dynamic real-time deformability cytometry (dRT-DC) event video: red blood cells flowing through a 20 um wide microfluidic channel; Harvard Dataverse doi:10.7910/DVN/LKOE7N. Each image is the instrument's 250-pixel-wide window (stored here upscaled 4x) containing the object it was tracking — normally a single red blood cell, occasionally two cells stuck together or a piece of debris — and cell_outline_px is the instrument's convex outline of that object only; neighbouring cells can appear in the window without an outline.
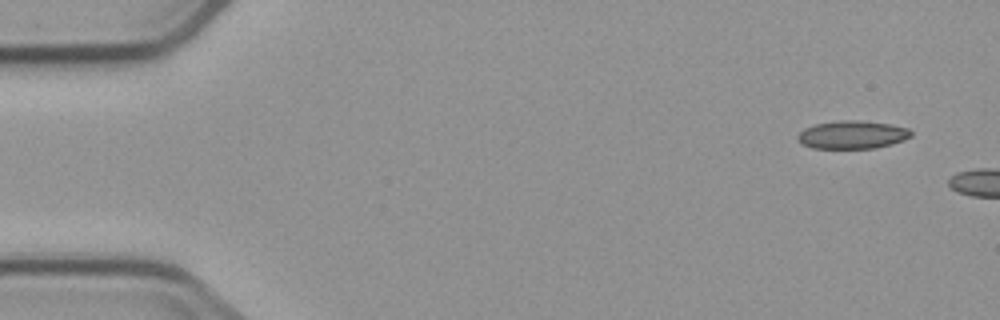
{"species": "common noctule bat (a hibernating species)", "species_latin": "Nyctalus noctula", "temperature_condition": "cold", "stored_images_in_passage": 3, "camera_frame_rate_fps": 3000, "um_per_image_px": 0.085, "animal": {"sex": "male", "body_mass_g": 23.1, "forearm_length_mm": 52.7}, "frame": {"image": 1, "passage_image": 1, "time_ms": 0.0, "image_size_px": [1000, 320], "cell_outline_px": [[912, 136], [904, 140], [892, 144], [872, 148], [812, 148], [800, 144], [796, 140], [796, 136], [804, 128], [816, 124], [840, 120], [860, 120], [888, 124], [908, 128], [912, 132]], "centroid_in_image_um": [72.41, 11.45], "position_along_channel_um": 12.6, "area_um2": 18.61}}